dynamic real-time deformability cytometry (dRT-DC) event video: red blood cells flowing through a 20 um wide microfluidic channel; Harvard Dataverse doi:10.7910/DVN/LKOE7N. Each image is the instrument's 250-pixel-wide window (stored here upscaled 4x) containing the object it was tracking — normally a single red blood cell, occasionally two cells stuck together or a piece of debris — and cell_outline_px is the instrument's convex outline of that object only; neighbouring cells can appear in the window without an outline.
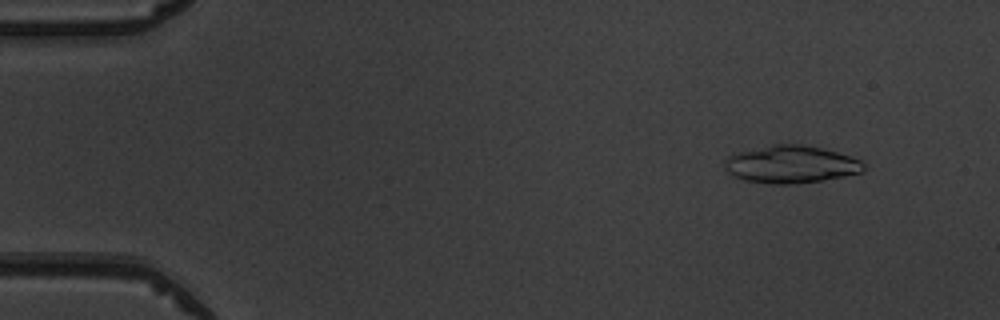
{"species": "common noctule bat (a hibernating species)", "species_latin": "Nyctalus noctula", "temperature_condition": "warm", "stored_images_in_passage": 3, "camera_frame_rate_fps": 3000, "um_per_image_px": 0.085, "animal": {"sex": "male", "body_mass_g": 19.5, "forearm_length_mm": 54.6}, "frame": {"image": 1, "passage_image": 1, "time_ms": 0.0, "image_size_px": [1000, 320], "cell_outline_px": [[864, 172], [844, 176], [820, 180], [792, 184], [776, 184], [744, 180], [732, 176], [724, 168], [724, 160], [728, 156], [740, 152], [772, 144], [804, 144], [836, 152], [860, 160], [864, 164]], "centroid_in_image_um": [67.21, 13.97], "position_along_channel_um": 17.8, "area_um2": 30.17}}
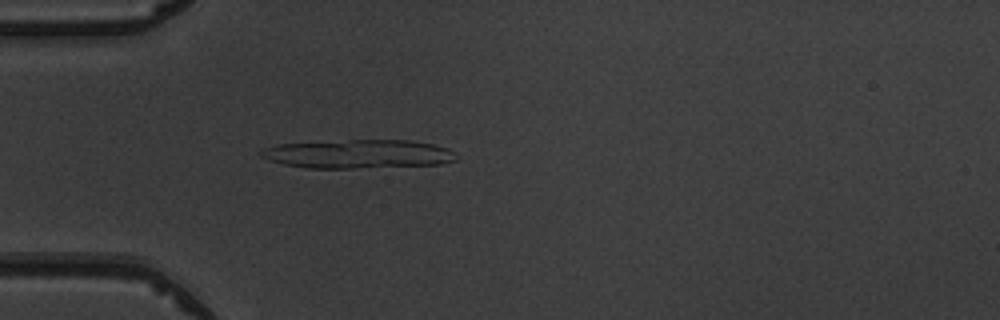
{"frame": {"image": 2, "passage_image": 3, "time_ms": 3.333, "image_size_px": [1000, 320], "cell_outline_px": [[460, 156], [456, 160], [440, 164], [352, 168], [308, 168], [284, 164], [268, 160], [260, 156], [260, 152], [264, 148], [280, 144], [348, 140], [408, 140], [432, 144], [448, 148], [456, 152]], "centroid_in_image_um": [30.49, 13.09], "position_along_channel_um": 54.5, "area_um2": 32.6}}